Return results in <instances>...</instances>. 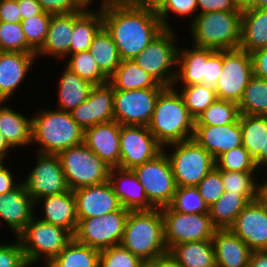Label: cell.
<instances>
[{
	"mask_svg": "<svg viewBox=\"0 0 267 267\" xmlns=\"http://www.w3.org/2000/svg\"><path fill=\"white\" fill-rule=\"evenodd\" d=\"M250 201L241 194L225 191L224 194L209 207V215L217 229L230 228L237 215Z\"/></svg>",
	"mask_w": 267,
	"mask_h": 267,
	"instance_id": "d590c367",
	"label": "cell"
},
{
	"mask_svg": "<svg viewBox=\"0 0 267 267\" xmlns=\"http://www.w3.org/2000/svg\"><path fill=\"white\" fill-rule=\"evenodd\" d=\"M175 211L183 213H209L197 187H177L173 201L170 205Z\"/></svg>",
	"mask_w": 267,
	"mask_h": 267,
	"instance_id": "c3c4849f",
	"label": "cell"
},
{
	"mask_svg": "<svg viewBox=\"0 0 267 267\" xmlns=\"http://www.w3.org/2000/svg\"><path fill=\"white\" fill-rule=\"evenodd\" d=\"M145 0H107V3H133L144 2Z\"/></svg>",
	"mask_w": 267,
	"mask_h": 267,
	"instance_id": "003e7915",
	"label": "cell"
},
{
	"mask_svg": "<svg viewBox=\"0 0 267 267\" xmlns=\"http://www.w3.org/2000/svg\"><path fill=\"white\" fill-rule=\"evenodd\" d=\"M17 2L19 4L22 20L43 12L40 3L37 0H17Z\"/></svg>",
	"mask_w": 267,
	"mask_h": 267,
	"instance_id": "91938a15",
	"label": "cell"
},
{
	"mask_svg": "<svg viewBox=\"0 0 267 267\" xmlns=\"http://www.w3.org/2000/svg\"><path fill=\"white\" fill-rule=\"evenodd\" d=\"M88 4L82 11L73 13V33L69 55L89 50L94 36L103 27L101 4L96 10Z\"/></svg>",
	"mask_w": 267,
	"mask_h": 267,
	"instance_id": "f546056e",
	"label": "cell"
},
{
	"mask_svg": "<svg viewBox=\"0 0 267 267\" xmlns=\"http://www.w3.org/2000/svg\"><path fill=\"white\" fill-rule=\"evenodd\" d=\"M257 174V175H256ZM260 172H236L221 170L222 184L225 191L241 194L250 202L255 201ZM257 179V180H256Z\"/></svg>",
	"mask_w": 267,
	"mask_h": 267,
	"instance_id": "7bdbcfd3",
	"label": "cell"
},
{
	"mask_svg": "<svg viewBox=\"0 0 267 267\" xmlns=\"http://www.w3.org/2000/svg\"><path fill=\"white\" fill-rule=\"evenodd\" d=\"M176 32L175 29L165 28L133 58L138 66L165 87L173 86L176 79L179 47V34Z\"/></svg>",
	"mask_w": 267,
	"mask_h": 267,
	"instance_id": "ba28073f",
	"label": "cell"
},
{
	"mask_svg": "<svg viewBox=\"0 0 267 267\" xmlns=\"http://www.w3.org/2000/svg\"><path fill=\"white\" fill-rule=\"evenodd\" d=\"M223 67V50L214 51L205 64V76L203 84L215 89Z\"/></svg>",
	"mask_w": 267,
	"mask_h": 267,
	"instance_id": "db71d44e",
	"label": "cell"
},
{
	"mask_svg": "<svg viewBox=\"0 0 267 267\" xmlns=\"http://www.w3.org/2000/svg\"><path fill=\"white\" fill-rule=\"evenodd\" d=\"M99 69L110 78L121 63L117 47L107 30L102 27L94 36L89 48Z\"/></svg>",
	"mask_w": 267,
	"mask_h": 267,
	"instance_id": "74e56055",
	"label": "cell"
},
{
	"mask_svg": "<svg viewBox=\"0 0 267 267\" xmlns=\"http://www.w3.org/2000/svg\"><path fill=\"white\" fill-rule=\"evenodd\" d=\"M215 167L226 171L260 172L254 158L243 145L219 155L215 159Z\"/></svg>",
	"mask_w": 267,
	"mask_h": 267,
	"instance_id": "f6af8a7d",
	"label": "cell"
},
{
	"mask_svg": "<svg viewBox=\"0 0 267 267\" xmlns=\"http://www.w3.org/2000/svg\"><path fill=\"white\" fill-rule=\"evenodd\" d=\"M52 14L42 12L36 16L23 19L21 27L27 43L37 52L44 44Z\"/></svg>",
	"mask_w": 267,
	"mask_h": 267,
	"instance_id": "7dc6e473",
	"label": "cell"
},
{
	"mask_svg": "<svg viewBox=\"0 0 267 267\" xmlns=\"http://www.w3.org/2000/svg\"><path fill=\"white\" fill-rule=\"evenodd\" d=\"M65 66L75 72L81 79L93 85L109 82V78L99 69V66L89 50L70 54L66 57Z\"/></svg>",
	"mask_w": 267,
	"mask_h": 267,
	"instance_id": "ab89813d",
	"label": "cell"
},
{
	"mask_svg": "<svg viewBox=\"0 0 267 267\" xmlns=\"http://www.w3.org/2000/svg\"><path fill=\"white\" fill-rule=\"evenodd\" d=\"M120 245L145 263L167 253L161 210L129 211Z\"/></svg>",
	"mask_w": 267,
	"mask_h": 267,
	"instance_id": "277c9868",
	"label": "cell"
},
{
	"mask_svg": "<svg viewBox=\"0 0 267 267\" xmlns=\"http://www.w3.org/2000/svg\"><path fill=\"white\" fill-rule=\"evenodd\" d=\"M99 267H145V262L121 245L100 251Z\"/></svg>",
	"mask_w": 267,
	"mask_h": 267,
	"instance_id": "681fc988",
	"label": "cell"
},
{
	"mask_svg": "<svg viewBox=\"0 0 267 267\" xmlns=\"http://www.w3.org/2000/svg\"><path fill=\"white\" fill-rule=\"evenodd\" d=\"M267 47V9H242L240 48L248 53Z\"/></svg>",
	"mask_w": 267,
	"mask_h": 267,
	"instance_id": "1f68e13d",
	"label": "cell"
},
{
	"mask_svg": "<svg viewBox=\"0 0 267 267\" xmlns=\"http://www.w3.org/2000/svg\"><path fill=\"white\" fill-rule=\"evenodd\" d=\"M129 211L121 207L102 217L78 219L74 239L99 251L120 245Z\"/></svg>",
	"mask_w": 267,
	"mask_h": 267,
	"instance_id": "7c38bea8",
	"label": "cell"
},
{
	"mask_svg": "<svg viewBox=\"0 0 267 267\" xmlns=\"http://www.w3.org/2000/svg\"><path fill=\"white\" fill-rule=\"evenodd\" d=\"M198 14L217 11H242V0H197Z\"/></svg>",
	"mask_w": 267,
	"mask_h": 267,
	"instance_id": "11a10c76",
	"label": "cell"
},
{
	"mask_svg": "<svg viewBox=\"0 0 267 267\" xmlns=\"http://www.w3.org/2000/svg\"><path fill=\"white\" fill-rule=\"evenodd\" d=\"M100 251L73 240L46 267H99Z\"/></svg>",
	"mask_w": 267,
	"mask_h": 267,
	"instance_id": "8d00e7d4",
	"label": "cell"
},
{
	"mask_svg": "<svg viewBox=\"0 0 267 267\" xmlns=\"http://www.w3.org/2000/svg\"><path fill=\"white\" fill-rule=\"evenodd\" d=\"M163 89L115 90L114 121L120 125L148 126Z\"/></svg>",
	"mask_w": 267,
	"mask_h": 267,
	"instance_id": "5bb4252c",
	"label": "cell"
},
{
	"mask_svg": "<svg viewBox=\"0 0 267 267\" xmlns=\"http://www.w3.org/2000/svg\"><path fill=\"white\" fill-rule=\"evenodd\" d=\"M248 267H267V250L251 251Z\"/></svg>",
	"mask_w": 267,
	"mask_h": 267,
	"instance_id": "6125c7cd",
	"label": "cell"
},
{
	"mask_svg": "<svg viewBox=\"0 0 267 267\" xmlns=\"http://www.w3.org/2000/svg\"><path fill=\"white\" fill-rule=\"evenodd\" d=\"M78 219H87L119 210L122 206L109 181L73 190Z\"/></svg>",
	"mask_w": 267,
	"mask_h": 267,
	"instance_id": "ac0fdd59",
	"label": "cell"
},
{
	"mask_svg": "<svg viewBox=\"0 0 267 267\" xmlns=\"http://www.w3.org/2000/svg\"><path fill=\"white\" fill-rule=\"evenodd\" d=\"M145 267H181L180 264L167 252L145 263Z\"/></svg>",
	"mask_w": 267,
	"mask_h": 267,
	"instance_id": "94428289",
	"label": "cell"
},
{
	"mask_svg": "<svg viewBox=\"0 0 267 267\" xmlns=\"http://www.w3.org/2000/svg\"><path fill=\"white\" fill-rule=\"evenodd\" d=\"M153 5L163 27L167 29H173L168 19L170 15L179 16L180 19L187 16L191 22L198 15L197 0H157Z\"/></svg>",
	"mask_w": 267,
	"mask_h": 267,
	"instance_id": "ee69618b",
	"label": "cell"
},
{
	"mask_svg": "<svg viewBox=\"0 0 267 267\" xmlns=\"http://www.w3.org/2000/svg\"><path fill=\"white\" fill-rule=\"evenodd\" d=\"M242 11H217L198 14L189 23L191 44L222 51L236 49L241 42Z\"/></svg>",
	"mask_w": 267,
	"mask_h": 267,
	"instance_id": "5b68a950",
	"label": "cell"
},
{
	"mask_svg": "<svg viewBox=\"0 0 267 267\" xmlns=\"http://www.w3.org/2000/svg\"><path fill=\"white\" fill-rule=\"evenodd\" d=\"M169 147L173 149L167 150ZM163 151L170 160L177 187H196L215 167L214 157L193 138L169 144Z\"/></svg>",
	"mask_w": 267,
	"mask_h": 267,
	"instance_id": "52a82bcc",
	"label": "cell"
},
{
	"mask_svg": "<svg viewBox=\"0 0 267 267\" xmlns=\"http://www.w3.org/2000/svg\"><path fill=\"white\" fill-rule=\"evenodd\" d=\"M147 127L163 147L193 138L195 119L174 86L160 92Z\"/></svg>",
	"mask_w": 267,
	"mask_h": 267,
	"instance_id": "7a4b0ae2",
	"label": "cell"
},
{
	"mask_svg": "<svg viewBox=\"0 0 267 267\" xmlns=\"http://www.w3.org/2000/svg\"><path fill=\"white\" fill-rule=\"evenodd\" d=\"M0 267H30L16 237L15 242L0 244Z\"/></svg>",
	"mask_w": 267,
	"mask_h": 267,
	"instance_id": "816d5d0a",
	"label": "cell"
},
{
	"mask_svg": "<svg viewBox=\"0 0 267 267\" xmlns=\"http://www.w3.org/2000/svg\"><path fill=\"white\" fill-rule=\"evenodd\" d=\"M193 139L216 159L222 153L242 145L239 118L223 126H195Z\"/></svg>",
	"mask_w": 267,
	"mask_h": 267,
	"instance_id": "cb8c5ba5",
	"label": "cell"
},
{
	"mask_svg": "<svg viewBox=\"0 0 267 267\" xmlns=\"http://www.w3.org/2000/svg\"><path fill=\"white\" fill-rule=\"evenodd\" d=\"M58 156L70 190L108 181L111 168L84 143L65 149Z\"/></svg>",
	"mask_w": 267,
	"mask_h": 267,
	"instance_id": "9c48e42d",
	"label": "cell"
},
{
	"mask_svg": "<svg viewBox=\"0 0 267 267\" xmlns=\"http://www.w3.org/2000/svg\"><path fill=\"white\" fill-rule=\"evenodd\" d=\"M114 90H138L145 88H165L150 74L145 72L133 59L121 60L115 73L109 78Z\"/></svg>",
	"mask_w": 267,
	"mask_h": 267,
	"instance_id": "e575fe53",
	"label": "cell"
},
{
	"mask_svg": "<svg viewBox=\"0 0 267 267\" xmlns=\"http://www.w3.org/2000/svg\"><path fill=\"white\" fill-rule=\"evenodd\" d=\"M42 203V217L39 219L68 230L73 236L78 225L76 199L72 190L40 198L35 202Z\"/></svg>",
	"mask_w": 267,
	"mask_h": 267,
	"instance_id": "d4e9b609",
	"label": "cell"
},
{
	"mask_svg": "<svg viewBox=\"0 0 267 267\" xmlns=\"http://www.w3.org/2000/svg\"><path fill=\"white\" fill-rule=\"evenodd\" d=\"M181 86L182 88L177 91L182 96L185 106L194 119L218 100L216 90L212 87L204 84Z\"/></svg>",
	"mask_w": 267,
	"mask_h": 267,
	"instance_id": "60d3db41",
	"label": "cell"
},
{
	"mask_svg": "<svg viewBox=\"0 0 267 267\" xmlns=\"http://www.w3.org/2000/svg\"><path fill=\"white\" fill-rule=\"evenodd\" d=\"M196 187L208 208L212 206L225 192L221 170L214 167Z\"/></svg>",
	"mask_w": 267,
	"mask_h": 267,
	"instance_id": "f907efd6",
	"label": "cell"
},
{
	"mask_svg": "<svg viewBox=\"0 0 267 267\" xmlns=\"http://www.w3.org/2000/svg\"><path fill=\"white\" fill-rule=\"evenodd\" d=\"M157 0H145L143 3L154 4Z\"/></svg>",
	"mask_w": 267,
	"mask_h": 267,
	"instance_id": "89a4df30",
	"label": "cell"
},
{
	"mask_svg": "<svg viewBox=\"0 0 267 267\" xmlns=\"http://www.w3.org/2000/svg\"><path fill=\"white\" fill-rule=\"evenodd\" d=\"M4 104L0 101V133L13 149L18 146H33L32 115L27 118L22 112Z\"/></svg>",
	"mask_w": 267,
	"mask_h": 267,
	"instance_id": "4dcf8cb0",
	"label": "cell"
},
{
	"mask_svg": "<svg viewBox=\"0 0 267 267\" xmlns=\"http://www.w3.org/2000/svg\"><path fill=\"white\" fill-rule=\"evenodd\" d=\"M253 75L267 80V47L251 53Z\"/></svg>",
	"mask_w": 267,
	"mask_h": 267,
	"instance_id": "6f0895ef",
	"label": "cell"
},
{
	"mask_svg": "<svg viewBox=\"0 0 267 267\" xmlns=\"http://www.w3.org/2000/svg\"><path fill=\"white\" fill-rule=\"evenodd\" d=\"M43 11L52 15L82 11L88 4L84 0H37Z\"/></svg>",
	"mask_w": 267,
	"mask_h": 267,
	"instance_id": "f5cc1de1",
	"label": "cell"
},
{
	"mask_svg": "<svg viewBox=\"0 0 267 267\" xmlns=\"http://www.w3.org/2000/svg\"><path fill=\"white\" fill-rule=\"evenodd\" d=\"M0 21L21 23L22 16L17 0H0Z\"/></svg>",
	"mask_w": 267,
	"mask_h": 267,
	"instance_id": "9f6ffc18",
	"label": "cell"
},
{
	"mask_svg": "<svg viewBox=\"0 0 267 267\" xmlns=\"http://www.w3.org/2000/svg\"><path fill=\"white\" fill-rule=\"evenodd\" d=\"M266 177H267V175H266ZM265 179L259 180L255 200L267 212V178H265Z\"/></svg>",
	"mask_w": 267,
	"mask_h": 267,
	"instance_id": "be15d7a7",
	"label": "cell"
},
{
	"mask_svg": "<svg viewBox=\"0 0 267 267\" xmlns=\"http://www.w3.org/2000/svg\"><path fill=\"white\" fill-rule=\"evenodd\" d=\"M162 152L163 146L147 126L121 125L119 168L133 169L153 160Z\"/></svg>",
	"mask_w": 267,
	"mask_h": 267,
	"instance_id": "2e32d148",
	"label": "cell"
},
{
	"mask_svg": "<svg viewBox=\"0 0 267 267\" xmlns=\"http://www.w3.org/2000/svg\"><path fill=\"white\" fill-rule=\"evenodd\" d=\"M103 27L111 35L121 60L135 58L165 28L153 4L101 3Z\"/></svg>",
	"mask_w": 267,
	"mask_h": 267,
	"instance_id": "6da1fadb",
	"label": "cell"
},
{
	"mask_svg": "<svg viewBox=\"0 0 267 267\" xmlns=\"http://www.w3.org/2000/svg\"><path fill=\"white\" fill-rule=\"evenodd\" d=\"M239 116L237 103L218 99L195 119V126H223L234 123Z\"/></svg>",
	"mask_w": 267,
	"mask_h": 267,
	"instance_id": "b9f144b4",
	"label": "cell"
},
{
	"mask_svg": "<svg viewBox=\"0 0 267 267\" xmlns=\"http://www.w3.org/2000/svg\"><path fill=\"white\" fill-rule=\"evenodd\" d=\"M87 4H90L92 5V3H95L94 1L96 0H84ZM100 2L98 4H101V3H107V0H99Z\"/></svg>",
	"mask_w": 267,
	"mask_h": 267,
	"instance_id": "a7ac6f4b",
	"label": "cell"
},
{
	"mask_svg": "<svg viewBox=\"0 0 267 267\" xmlns=\"http://www.w3.org/2000/svg\"><path fill=\"white\" fill-rule=\"evenodd\" d=\"M253 76L251 54L243 49L223 50V67L215 86L219 100L239 104L244 90Z\"/></svg>",
	"mask_w": 267,
	"mask_h": 267,
	"instance_id": "4fadbf2b",
	"label": "cell"
},
{
	"mask_svg": "<svg viewBox=\"0 0 267 267\" xmlns=\"http://www.w3.org/2000/svg\"><path fill=\"white\" fill-rule=\"evenodd\" d=\"M121 125L112 120L84 129L83 143L110 168L120 165Z\"/></svg>",
	"mask_w": 267,
	"mask_h": 267,
	"instance_id": "ffe728a7",
	"label": "cell"
},
{
	"mask_svg": "<svg viewBox=\"0 0 267 267\" xmlns=\"http://www.w3.org/2000/svg\"><path fill=\"white\" fill-rule=\"evenodd\" d=\"M238 108L240 114L267 116V80L253 75Z\"/></svg>",
	"mask_w": 267,
	"mask_h": 267,
	"instance_id": "f35d334b",
	"label": "cell"
},
{
	"mask_svg": "<svg viewBox=\"0 0 267 267\" xmlns=\"http://www.w3.org/2000/svg\"><path fill=\"white\" fill-rule=\"evenodd\" d=\"M266 175H267V143H266Z\"/></svg>",
	"mask_w": 267,
	"mask_h": 267,
	"instance_id": "2644e50d",
	"label": "cell"
},
{
	"mask_svg": "<svg viewBox=\"0 0 267 267\" xmlns=\"http://www.w3.org/2000/svg\"><path fill=\"white\" fill-rule=\"evenodd\" d=\"M243 9H267V0H242Z\"/></svg>",
	"mask_w": 267,
	"mask_h": 267,
	"instance_id": "e7e4bbea",
	"label": "cell"
},
{
	"mask_svg": "<svg viewBox=\"0 0 267 267\" xmlns=\"http://www.w3.org/2000/svg\"><path fill=\"white\" fill-rule=\"evenodd\" d=\"M0 51L36 53L27 43L20 23L0 21Z\"/></svg>",
	"mask_w": 267,
	"mask_h": 267,
	"instance_id": "bcb514c9",
	"label": "cell"
},
{
	"mask_svg": "<svg viewBox=\"0 0 267 267\" xmlns=\"http://www.w3.org/2000/svg\"><path fill=\"white\" fill-rule=\"evenodd\" d=\"M37 61L36 53L0 51V101L7 103Z\"/></svg>",
	"mask_w": 267,
	"mask_h": 267,
	"instance_id": "7402d4cb",
	"label": "cell"
},
{
	"mask_svg": "<svg viewBox=\"0 0 267 267\" xmlns=\"http://www.w3.org/2000/svg\"><path fill=\"white\" fill-rule=\"evenodd\" d=\"M32 116L31 143L36 153L58 155L61 151L83 143L84 129L70 112L58 109H37Z\"/></svg>",
	"mask_w": 267,
	"mask_h": 267,
	"instance_id": "3957f363",
	"label": "cell"
},
{
	"mask_svg": "<svg viewBox=\"0 0 267 267\" xmlns=\"http://www.w3.org/2000/svg\"><path fill=\"white\" fill-rule=\"evenodd\" d=\"M35 202L21 181L13 190L0 195V220L6 223L15 237L36 215Z\"/></svg>",
	"mask_w": 267,
	"mask_h": 267,
	"instance_id": "44dd1931",
	"label": "cell"
},
{
	"mask_svg": "<svg viewBox=\"0 0 267 267\" xmlns=\"http://www.w3.org/2000/svg\"><path fill=\"white\" fill-rule=\"evenodd\" d=\"M191 48L178 47L177 74L173 85L175 88L179 83L180 85L203 84L205 64L215 50L195 45Z\"/></svg>",
	"mask_w": 267,
	"mask_h": 267,
	"instance_id": "f1b7e54d",
	"label": "cell"
},
{
	"mask_svg": "<svg viewBox=\"0 0 267 267\" xmlns=\"http://www.w3.org/2000/svg\"><path fill=\"white\" fill-rule=\"evenodd\" d=\"M114 92L109 82L94 85L87 100L70 112L73 120L83 129L114 120Z\"/></svg>",
	"mask_w": 267,
	"mask_h": 267,
	"instance_id": "e0dca14e",
	"label": "cell"
},
{
	"mask_svg": "<svg viewBox=\"0 0 267 267\" xmlns=\"http://www.w3.org/2000/svg\"><path fill=\"white\" fill-rule=\"evenodd\" d=\"M242 145L266 175L267 116L240 114Z\"/></svg>",
	"mask_w": 267,
	"mask_h": 267,
	"instance_id": "4316f807",
	"label": "cell"
},
{
	"mask_svg": "<svg viewBox=\"0 0 267 267\" xmlns=\"http://www.w3.org/2000/svg\"><path fill=\"white\" fill-rule=\"evenodd\" d=\"M168 252L181 267H217L212 240L183 242Z\"/></svg>",
	"mask_w": 267,
	"mask_h": 267,
	"instance_id": "836d02e7",
	"label": "cell"
},
{
	"mask_svg": "<svg viewBox=\"0 0 267 267\" xmlns=\"http://www.w3.org/2000/svg\"><path fill=\"white\" fill-rule=\"evenodd\" d=\"M108 181L122 207L130 211L155 209L149 203L145 189L132 169L113 167L110 169Z\"/></svg>",
	"mask_w": 267,
	"mask_h": 267,
	"instance_id": "603a6c76",
	"label": "cell"
},
{
	"mask_svg": "<svg viewBox=\"0 0 267 267\" xmlns=\"http://www.w3.org/2000/svg\"><path fill=\"white\" fill-rule=\"evenodd\" d=\"M16 238L21 244L27 263L30 267H34L39 263L46 266L73 240L74 236L68 230L34 216Z\"/></svg>",
	"mask_w": 267,
	"mask_h": 267,
	"instance_id": "8992f818",
	"label": "cell"
},
{
	"mask_svg": "<svg viewBox=\"0 0 267 267\" xmlns=\"http://www.w3.org/2000/svg\"><path fill=\"white\" fill-rule=\"evenodd\" d=\"M212 241L217 267H248L252 250L229 228L216 229Z\"/></svg>",
	"mask_w": 267,
	"mask_h": 267,
	"instance_id": "83f0119b",
	"label": "cell"
},
{
	"mask_svg": "<svg viewBox=\"0 0 267 267\" xmlns=\"http://www.w3.org/2000/svg\"><path fill=\"white\" fill-rule=\"evenodd\" d=\"M13 171L4 164L0 167V195L15 189L20 182H15Z\"/></svg>",
	"mask_w": 267,
	"mask_h": 267,
	"instance_id": "680465c9",
	"label": "cell"
},
{
	"mask_svg": "<svg viewBox=\"0 0 267 267\" xmlns=\"http://www.w3.org/2000/svg\"><path fill=\"white\" fill-rule=\"evenodd\" d=\"M35 165L22 182L34 202L69 191L58 155L36 154Z\"/></svg>",
	"mask_w": 267,
	"mask_h": 267,
	"instance_id": "9a60e30c",
	"label": "cell"
},
{
	"mask_svg": "<svg viewBox=\"0 0 267 267\" xmlns=\"http://www.w3.org/2000/svg\"><path fill=\"white\" fill-rule=\"evenodd\" d=\"M5 164L4 160L0 158V167Z\"/></svg>",
	"mask_w": 267,
	"mask_h": 267,
	"instance_id": "8c879c8a",
	"label": "cell"
},
{
	"mask_svg": "<svg viewBox=\"0 0 267 267\" xmlns=\"http://www.w3.org/2000/svg\"><path fill=\"white\" fill-rule=\"evenodd\" d=\"M167 249L183 242L212 240L216 227L209 213H183L171 206L161 208Z\"/></svg>",
	"mask_w": 267,
	"mask_h": 267,
	"instance_id": "8fae6325",
	"label": "cell"
},
{
	"mask_svg": "<svg viewBox=\"0 0 267 267\" xmlns=\"http://www.w3.org/2000/svg\"><path fill=\"white\" fill-rule=\"evenodd\" d=\"M253 250H267V212L257 203L249 202L229 228Z\"/></svg>",
	"mask_w": 267,
	"mask_h": 267,
	"instance_id": "d6986e66",
	"label": "cell"
},
{
	"mask_svg": "<svg viewBox=\"0 0 267 267\" xmlns=\"http://www.w3.org/2000/svg\"><path fill=\"white\" fill-rule=\"evenodd\" d=\"M72 33L73 13L52 15L46 40L36 52L37 59L49 56L55 60L66 58L69 55Z\"/></svg>",
	"mask_w": 267,
	"mask_h": 267,
	"instance_id": "484cf974",
	"label": "cell"
},
{
	"mask_svg": "<svg viewBox=\"0 0 267 267\" xmlns=\"http://www.w3.org/2000/svg\"><path fill=\"white\" fill-rule=\"evenodd\" d=\"M58 80V105L57 109L71 112L88 98L91 88L94 86L90 82L81 79L75 72L64 66Z\"/></svg>",
	"mask_w": 267,
	"mask_h": 267,
	"instance_id": "d6a6232c",
	"label": "cell"
},
{
	"mask_svg": "<svg viewBox=\"0 0 267 267\" xmlns=\"http://www.w3.org/2000/svg\"><path fill=\"white\" fill-rule=\"evenodd\" d=\"M12 151V147L7 143L3 135L0 133V158L5 161L8 157L10 158V154L8 153L10 150ZM8 156V157H7Z\"/></svg>",
	"mask_w": 267,
	"mask_h": 267,
	"instance_id": "03108f58",
	"label": "cell"
},
{
	"mask_svg": "<svg viewBox=\"0 0 267 267\" xmlns=\"http://www.w3.org/2000/svg\"><path fill=\"white\" fill-rule=\"evenodd\" d=\"M132 170L144 187L149 203L155 209L171 205L177 186L170 160L164 151L153 160Z\"/></svg>",
	"mask_w": 267,
	"mask_h": 267,
	"instance_id": "30bf717a",
	"label": "cell"
}]
</instances>
